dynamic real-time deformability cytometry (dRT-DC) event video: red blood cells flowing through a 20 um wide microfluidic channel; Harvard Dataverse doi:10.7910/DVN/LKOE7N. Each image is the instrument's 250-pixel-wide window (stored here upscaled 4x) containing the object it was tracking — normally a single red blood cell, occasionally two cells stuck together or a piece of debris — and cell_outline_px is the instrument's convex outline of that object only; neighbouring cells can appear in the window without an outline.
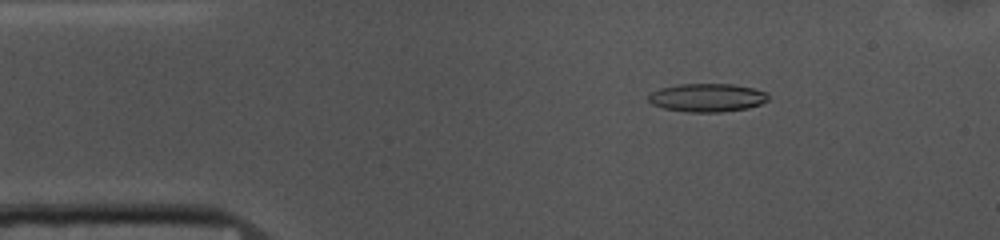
{"species": "common noctule bat (a hibernating species)", "species_latin": "Nyctalus noctula", "temperature_condition": "cold", "stored_images_in_passage": 52, "camera_frame_rate_fps": 3000, "um_per_image_px": 0.085, "animal": {"sex": "female", "body_mass_g": 10.0, "forearm_length_mm": 53.1}, "frame": {"image": 1, "passage_image": 7, "time_ms": 2.0, "image_size_px": [1000, 240], "cell_outline_px": [[768, 100], [760, 104], [748, 108], [720, 112], [688, 112], [664, 108], [652, 104], [648, 100], [648, 96], [652, 92], [660, 88], [680, 84], [732, 84], [752, 88], [764, 92], [768, 96]], "centroid_in_image_um": [60.09, 8.3], "position_along_channel_um": 24.9, "area_um2": 19.59}}
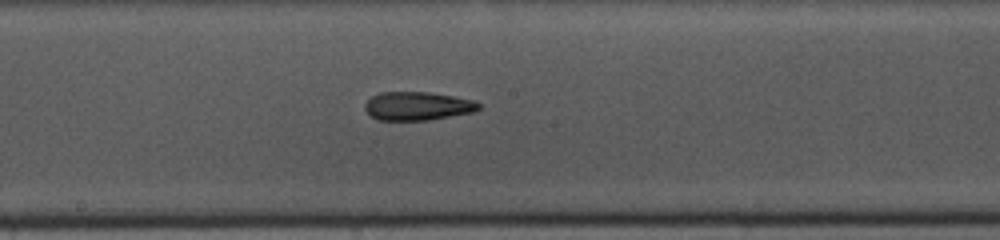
{"frame": {"image": 2, "passage_image": 26, "time_ms": 8.333, "image_size_px": [1000, 240], "cell_outline_px": [[480, 108], [472, 112], [428, 120], [376, 120], [364, 108], [364, 104], [372, 96], [380, 92], [428, 92], [452, 96], [472, 100], [480, 104]], "centroid_in_image_um": [35.45, 9.01], "position_along_channel_um": 212.7, "area_um2": 18.73}}
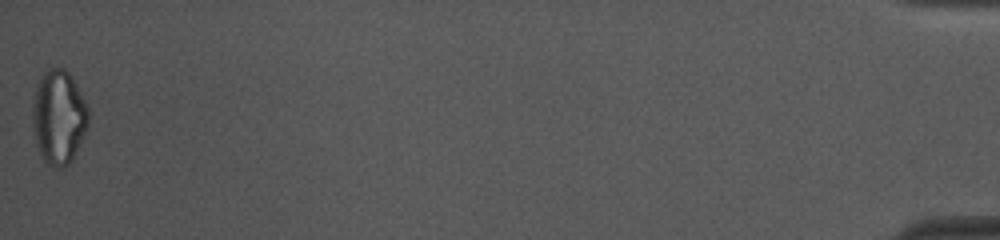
{"frame": {"image": 3, "passage_image": 52, "time_ms": 17.0, "image_size_px": [1000, 240], "cell_outline_px": [[88, 124], [72, 160], [64, 168], [60, 168], [48, 164], [44, 160], [36, 144], [32, 124], [32, 108], [36, 88], [40, 76], [48, 68], [64, 68], [68, 72], [84, 100], [88, 108]], "centroid_in_image_um": [4.96, 9.95], "position_along_channel_um": 430.2, "area_um2": 30.29}, "authors_computed_cell_mechanics": {"area_um2": 19.7387, "velocity_mm_per_s": 3.7182, "shape_relaxation_time_tau1_ms": 7.9622, "shape_relaxation_time_tau2_ms": 4.4183, "deformation_change_tau1": 0.1958, "deformation_change_tau2": 0.1465}}